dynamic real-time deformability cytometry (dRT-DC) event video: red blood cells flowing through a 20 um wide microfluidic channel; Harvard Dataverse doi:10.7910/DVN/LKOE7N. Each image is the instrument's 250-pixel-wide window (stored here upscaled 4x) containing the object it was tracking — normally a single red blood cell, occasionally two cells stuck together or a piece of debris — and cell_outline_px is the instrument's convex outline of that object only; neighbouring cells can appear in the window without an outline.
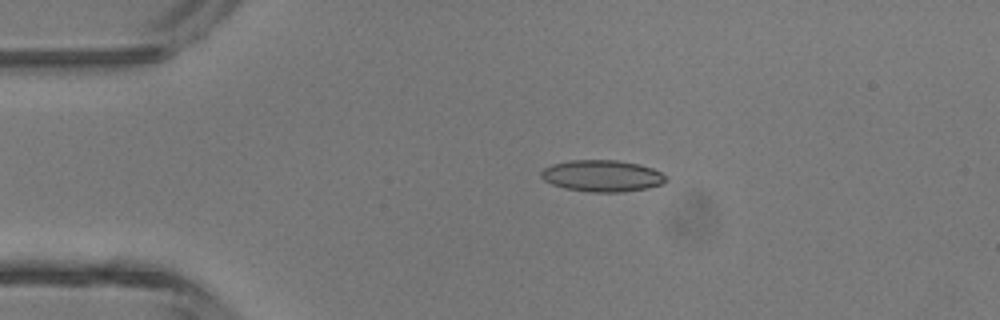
{"species": "common noctule bat (a hibernating species)", "species_latin": "Nyctalus noctula", "temperature_condition": "room temperature", "stored_images_in_passage": 4, "camera_frame_rate_fps": 3000, "um_per_image_px": 0.085, "animal": {"sex": "male", "body_mass_g": 13.3}, "frame": {"image": 1, "passage_image": 3, "time_ms": 0.667, "image_size_px": [1000, 320], "cell_outline_px": [[668, 180], [660, 184], [648, 188], [620, 192], [588, 192], [564, 188], [552, 184], [544, 180], [540, 176], [540, 172], [544, 168], [552, 164], [568, 160], [616, 160], [640, 164], [652, 168], [660, 172]], "centroid_in_image_um": [51.15, 14.94], "position_along_channel_um": 33.9, "area_um2": 23.0}}